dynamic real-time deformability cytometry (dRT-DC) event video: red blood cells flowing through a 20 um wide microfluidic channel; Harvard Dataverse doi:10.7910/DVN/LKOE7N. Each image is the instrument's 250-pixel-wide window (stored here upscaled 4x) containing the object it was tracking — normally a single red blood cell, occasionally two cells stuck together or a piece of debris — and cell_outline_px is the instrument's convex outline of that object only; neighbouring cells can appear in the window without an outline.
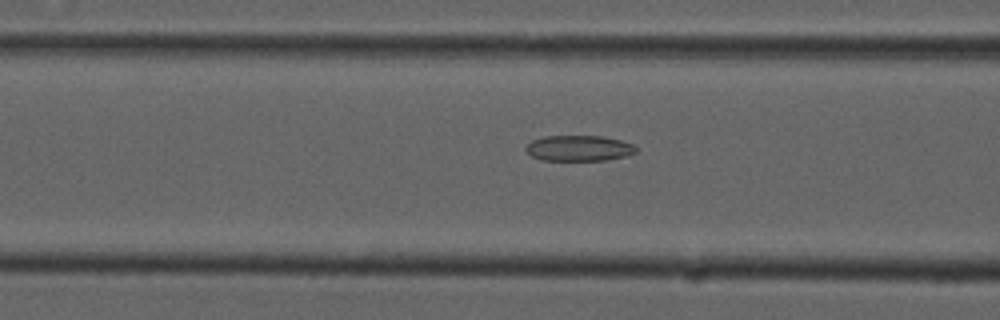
{"species": "common noctule bat (a hibernating species)", "species_latin": "Nyctalus noctula", "temperature_condition": "cold", "stored_images_in_passage": 54, "camera_frame_rate_fps": 3000, "um_per_image_px": 0.085, "animal": {"sex": "male", "forearm_length_mm": 52.5}, "frame": {"image": 1, "passage_image": 21, "time_ms": 6.667, "image_size_px": [1000, 320], "cell_outline_px": [[636, 152], [624, 156], [604, 160], [544, 160], [532, 156], [524, 148], [532, 140], [544, 136], [604, 136], [620, 140], [632, 144], [636, 148]], "centroid_in_image_um": [49.19, 12.59], "position_along_channel_um": 117.4, "area_um2": 16.3}}
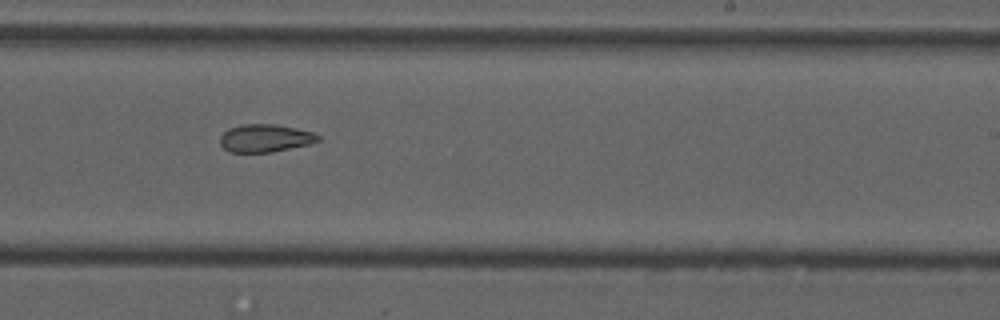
{"frame": {"image": 2, "passage_image": 33, "time_ms": 10.667, "image_size_px": [1000, 320], "cell_outline_px": [[320, 140], [308, 144], [272, 152], [228, 152], [220, 144], [220, 136], [228, 128], [240, 124], [272, 124], [296, 128], [312, 132], [320, 136]], "centroid_in_image_um": [22.5, 11.74], "position_along_channel_um": 266.5, "area_um2": 15.84}}
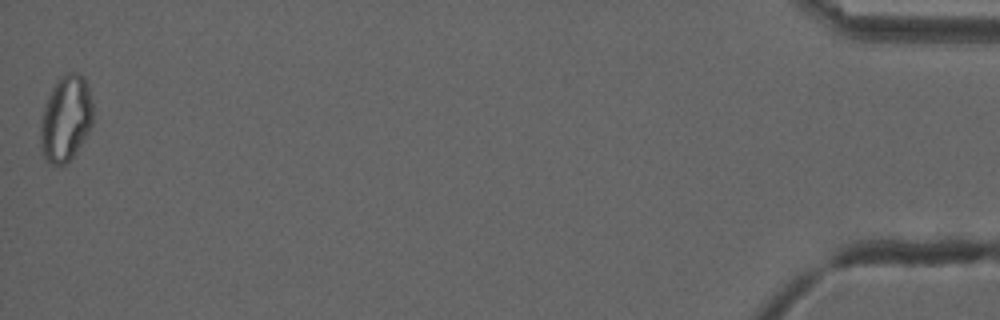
{"frame": {"image": 3, "passage_image": 54, "time_ms": 17.667, "image_size_px": [1000, 320], "cell_outline_px": [[92, 124], [88, 132], [72, 156], [64, 164], [52, 164], [44, 160], [40, 144], [40, 116], [44, 104], [52, 88], [60, 76], [68, 72], [76, 72], [84, 76], [88, 84], [92, 100]], "centroid_in_image_um": [5.57, 10.04], "position_along_channel_um": 429.6, "area_um2": 26.41}, "authors_computed_cell_mechanics": {"area_um2": 19.5364, "velocity_mm_per_s": 3.7283, "shape_relaxation_time_tau1_ms": null, "shape_relaxation_time_tau2_ms": 7.9629, "deformation_change_tau1": null, "deformation_change_tau2": 0.1617}}